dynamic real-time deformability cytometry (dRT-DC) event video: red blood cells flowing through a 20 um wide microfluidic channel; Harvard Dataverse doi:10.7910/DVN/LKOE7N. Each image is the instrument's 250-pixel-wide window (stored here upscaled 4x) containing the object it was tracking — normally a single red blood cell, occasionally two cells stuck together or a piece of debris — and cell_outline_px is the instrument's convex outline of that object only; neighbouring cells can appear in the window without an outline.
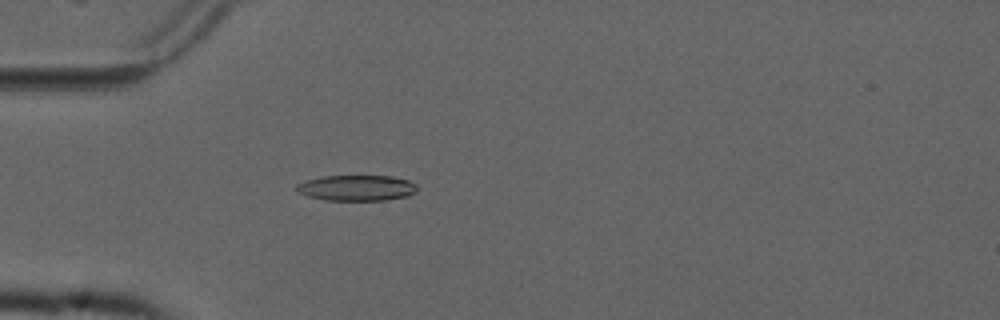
{"species": "common noctule bat (a hibernating species)", "species_latin": "Nyctalus noctula", "temperature_condition": "cold", "stored_images_in_passage": 35, "camera_frame_rate_fps": 3000, "um_per_image_px": 0.085, "animal": {"sex": "male", "forearm_length_mm": 52.5}, "frame": {"image": 1, "passage_image": 1, "time_ms": 0.0, "image_size_px": [1000, 320], "cell_outline_px": [[416, 192], [408, 196], [384, 200], [324, 200], [308, 196], [300, 192], [296, 188], [296, 184], [304, 180], [320, 176], [392, 176], [408, 180], [416, 184]], "centroid_in_image_um": [30.31, 15.96], "position_along_channel_um": 54.7, "area_um2": 18.09}}
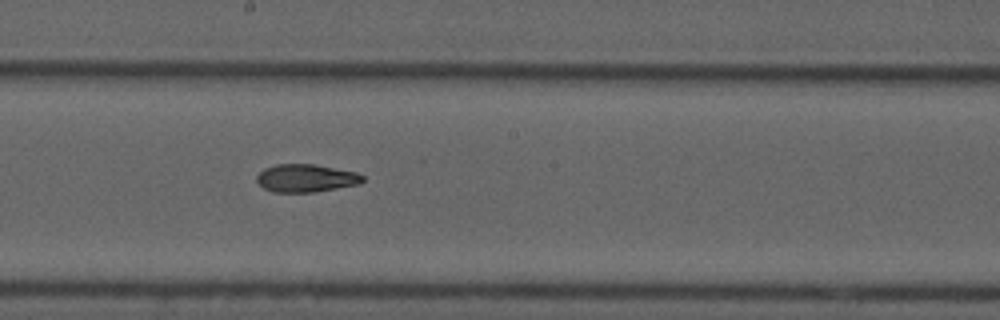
{"frame": {"image": 2, "passage_image": 15, "time_ms": 4.667, "image_size_px": [1000, 320], "cell_outline_px": [[364, 180], [360, 184], [312, 192], [272, 192], [264, 188], [256, 180], [256, 176], [264, 168], [276, 164], [312, 164], [356, 172], [364, 176]], "centroid_in_image_um": [25.99, 15.14], "position_along_channel_um": 222.2, "area_um2": 17.11}}
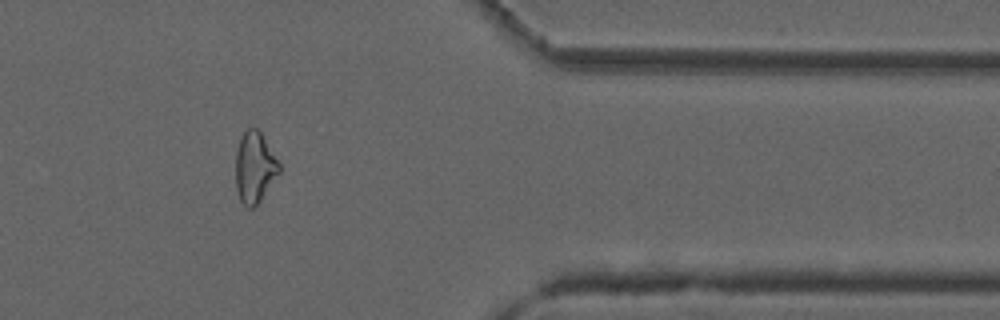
{"frame": {"image": 3, "passage_image": 30, "time_ms": 9.667, "image_size_px": [1000, 320], "cell_outline_px": [[280, 172], [256, 208], [248, 208], [240, 200], [236, 188], [236, 152], [240, 136], [248, 128], [256, 128], [260, 132], [280, 164]], "centroid_in_image_um": [21.64, 14.26], "position_along_channel_um": 389.8, "area_um2": 18.03}, "authors_computed_cell_mechanics": {"area_um2": 17.6868, "velocity_mm_per_s": 3.7569, "shape_relaxation_time_tau1_ms": 10.6706, "shape_relaxation_time_tau2_ms": 3.3055, "deformation_change_tau1": 0.2432, "deformation_change_tau2": 0.1104}}